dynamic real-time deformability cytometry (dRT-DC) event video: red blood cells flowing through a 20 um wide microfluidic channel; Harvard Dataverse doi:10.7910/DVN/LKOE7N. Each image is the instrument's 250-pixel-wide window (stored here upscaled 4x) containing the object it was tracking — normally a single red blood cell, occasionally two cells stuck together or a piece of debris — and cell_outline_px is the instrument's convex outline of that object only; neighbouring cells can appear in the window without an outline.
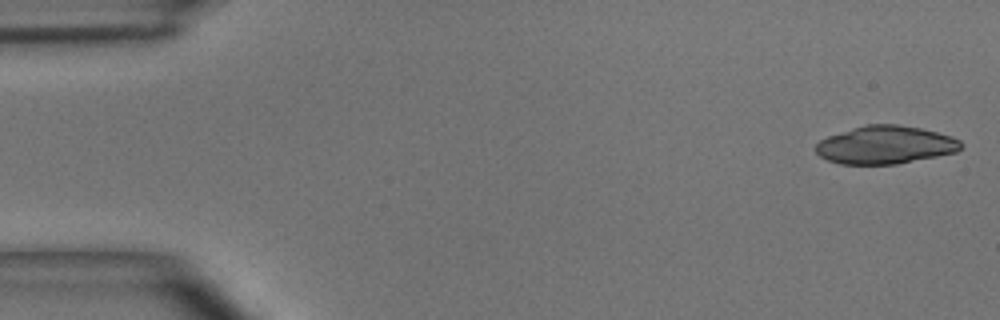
{"species": "common noctule bat (a hibernating species)", "species_latin": "Nyctalus noctula", "temperature_condition": "room temperature", "stored_images_in_passage": 48, "camera_frame_rate_fps": 3000, "um_per_image_px": 0.085, "animal": {"sex": "male", "body_mass_g": 15.6}, "frame": {"image": 1, "passage_image": 1, "time_ms": 0.0, "image_size_px": [1000, 320], "cell_outline_px": [[964, 144], [956, 152], [896, 164], [840, 164], [828, 160], [820, 156], [816, 152], [816, 144], [820, 140], [828, 136], [852, 128], [868, 124], [896, 124], [920, 128], [952, 136], [960, 140]], "centroid_in_image_um": [75.25, 12.31], "position_along_channel_um": 9.7, "area_um2": 31.96}}